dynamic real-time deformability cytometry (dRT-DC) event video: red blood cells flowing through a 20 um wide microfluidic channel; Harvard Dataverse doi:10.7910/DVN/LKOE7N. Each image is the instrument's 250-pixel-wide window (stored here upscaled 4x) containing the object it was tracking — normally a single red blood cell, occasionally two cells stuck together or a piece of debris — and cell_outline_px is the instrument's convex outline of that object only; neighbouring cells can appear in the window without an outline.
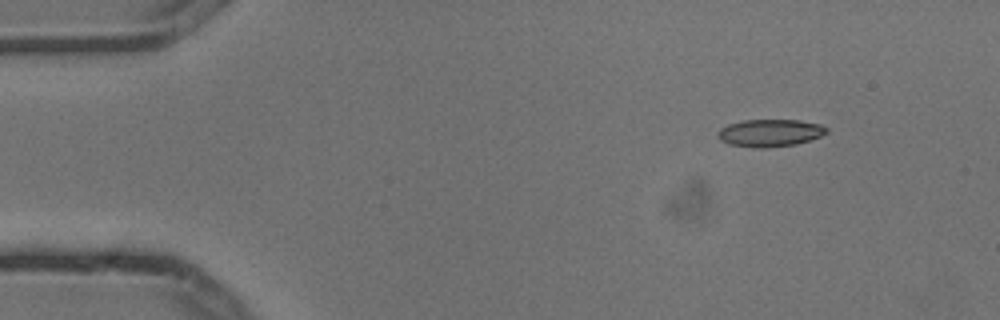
{"species": "common noctule bat (a hibernating species)", "species_latin": "Nyctalus noctula", "temperature_condition": "cold", "stored_images_in_passage": 3, "camera_frame_rate_fps": 3000, "um_per_image_px": 0.085, "animal": {"sex": "male", "body_mass_g": 13.3}, "frame": {"image": 1, "passage_image": 1, "time_ms": 0.0, "image_size_px": [1000, 320], "cell_outline_px": [[828, 132], [820, 136], [796, 144], [764, 148], [760, 148], [732, 144], [720, 140], [716, 136], [716, 132], [720, 128], [728, 124], [744, 120], [800, 120], [820, 124], [828, 128]], "centroid_in_image_um": [65.44, 11.28], "position_along_channel_um": 19.6, "area_um2": 17.28}}
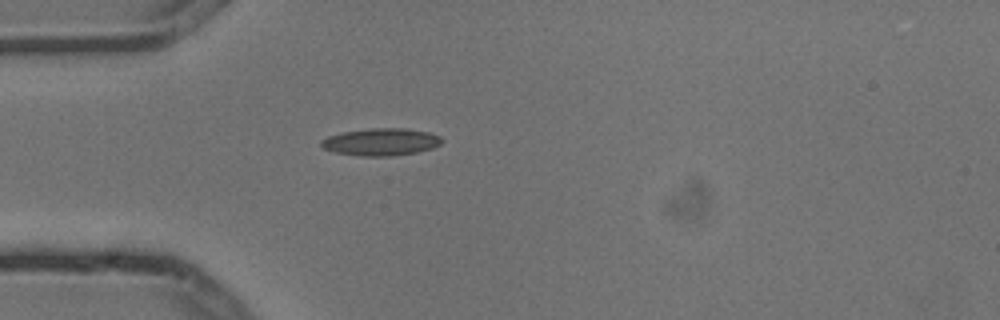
{"frame": {"image": 2, "passage_image": 3, "time_ms": 0.667, "image_size_px": [1000, 320], "cell_outline_px": [[444, 140], [440, 144], [432, 148], [416, 152], [392, 156], [360, 156], [336, 152], [324, 148], [320, 144], [320, 140], [328, 136], [344, 132], [372, 128], [404, 128], [428, 132], [440, 136]], "centroid_in_image_um": [32.4, 12.06], "position_along_channel_um": 52.6, "area_um2": 19.07}}